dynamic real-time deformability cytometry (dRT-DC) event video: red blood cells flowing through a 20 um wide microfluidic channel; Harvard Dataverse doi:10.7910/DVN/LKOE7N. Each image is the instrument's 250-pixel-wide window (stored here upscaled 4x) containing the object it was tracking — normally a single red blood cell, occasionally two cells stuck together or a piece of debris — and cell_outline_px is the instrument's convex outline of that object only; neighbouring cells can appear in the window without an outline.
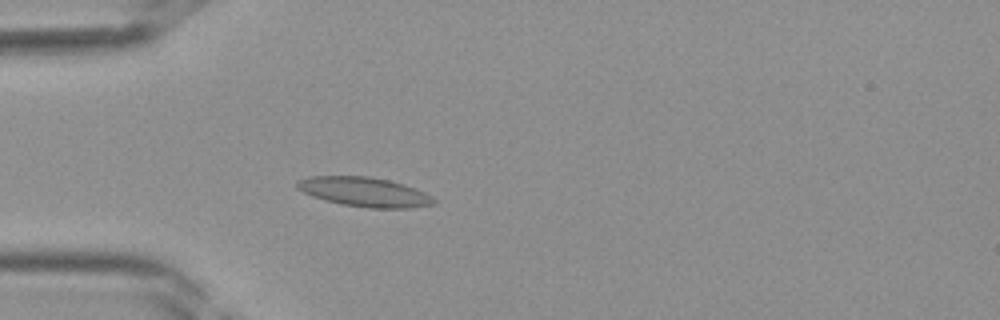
{"species": "Egyptian fruit bat (a non-hibernating species)", "species_latin": "Rousettus aegyptiacus", "temperature_condition": "room temperature", "stored_images_in_passage": 40, "camera_frame_rate_fps": 3000, "um_per_image_px": 0.085, "frame": {"image": 1, "passage_image": 11, "time_ms": 3.333, "image_size_px": [1000, 320], "cell_outline_px": [[436, 204], [412, 208], [368, 208], [344, 204], [312, 196], [296, 188], [296, 180], [308, 176], [368, 176], [388, 180], [404, 184], [424, 192], [432, 196], [436, 200]], "centroid_in_image_um": [30.99, 16.31], "position_along_channel_um": 54.0, "area_um2": 23.41}}
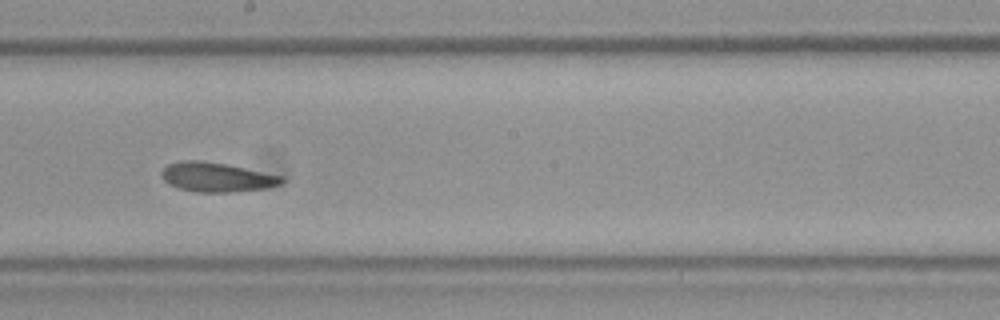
{"frame": {"image": 2, "passage_image": 22, "time_ms": 7.0, "image_size_px": [1000, 320], "cell_outline_px": [[284, 180], [280, 184], [268, 188], [232, 192], [196, 192], [180, 188], [168, 184], [164, 180], [160, 172], [168, 164], [180, 160], [200, 160], [228, 164], [284, 176]], "centroid_in_image_um": [18.43, 15.05], "position_along_channel_um": 229.8, "area_um2": 20.75}}
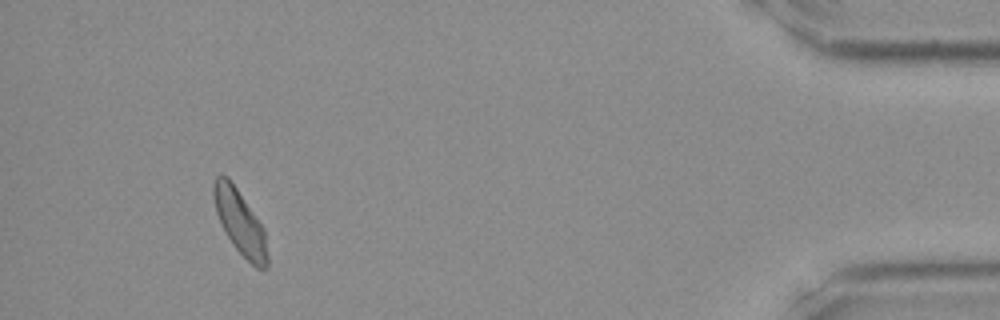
{"frame": {"image": 3, "passage_image": 37, "time_ms": 12.0, "image_size_px": [1000, 320], "cell_outline_px": [[268, 268], [256, 268], [232, 244], [216, 212], [212, 196], [212, 184], [216, 176], [228, 176], [264, 228], [268, 256]], "centroid_in_image_um": [20.4, 18.88], "position_along_channel_um": 414.8, "area_um2": 19.88}}